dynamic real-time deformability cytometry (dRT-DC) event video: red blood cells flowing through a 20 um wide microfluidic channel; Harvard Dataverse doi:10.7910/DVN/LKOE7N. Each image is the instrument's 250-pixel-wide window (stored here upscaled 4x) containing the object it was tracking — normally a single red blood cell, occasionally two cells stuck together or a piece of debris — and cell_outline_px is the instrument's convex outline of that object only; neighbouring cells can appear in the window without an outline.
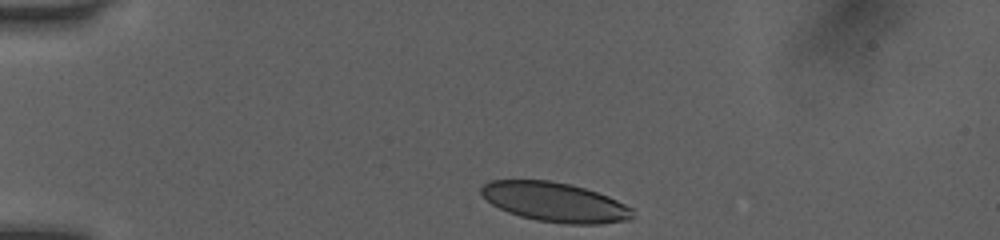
{"species": "human", "species_latin": "Homo sapiens", "temperature_condition": "room temperature", "stored_images_in_passage": 35, "camera_frame_rate_fps": 3000, "um_per_image_px": 0.085, "donor": {"sex": "female"}, "frame": {"image": 1, "passage_image": 1, "time_ms": 0.0, "image_size_px": [1000, 240], "cell_outline_px": [[636, 216], [632, 220], [600, 224], [564, 224], [536, 220], [520, 216], [508, 212], [492, 204], [480, 192], [480, 188], [488, 180], [548, 180], [568, 184], [584, 188], [608, 196], [632, 208]], "centroid_in_image_um": [47.2, 17.19], "position_along_channel_um": 37.8, "area_um2": 34.85}}
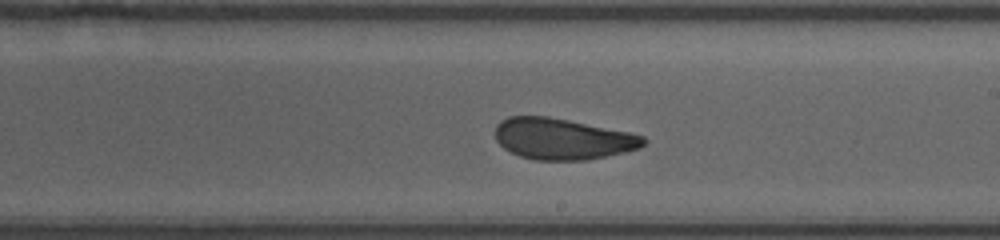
{"frame": {"image": 2, "passage_image": 20, "time_ms": 6.333, "image_size_px": [1000, 240], "cell_outline_px": [[648, 140], [640, 148], [624, 152], [584, 160], [536, 160], [520, 156], [504, 148], [496, 140], [496, 124], [500, 120], [508, 116], [548, 116], [628, 132], [644, 136]], "centroid_in_image_um": [47.8, 11.8], "position_along_channel_um": 241.2, "area_um2": 35.37}}
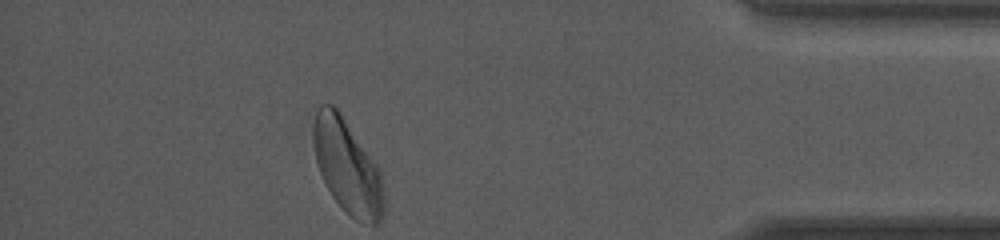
{"frame": {"image": 3, "passage_image": 35, "time_ms": 11.333, "image_size_px": [1000, 240], "cell_outline_px": [[384, 216], [376, 224], [364, 224], [356, 220], [344, 212], [332, 196], [320, 172], [316, 160], [312, 140], [312, 132], [316, 112], [320, 104], [332, 104], [340, 108], [380, 168], [384, 192]], "centroid_in_image_um": [29.54, 14.12], "position_along_channel_um": 405.7, "area_um2": 39.59}, "authors_computed_cell_mechanics": {"area_um2": 36.703, "velocity_mm_per_s": 4.0422, "shape_relaxation_time_tau1_ms": 4.5986, "shape_relaxation_time_tau2_ms": 1.3348, "deformation_change_tau1": 0.1461, "deformation_change_tau2": 0.0868}}